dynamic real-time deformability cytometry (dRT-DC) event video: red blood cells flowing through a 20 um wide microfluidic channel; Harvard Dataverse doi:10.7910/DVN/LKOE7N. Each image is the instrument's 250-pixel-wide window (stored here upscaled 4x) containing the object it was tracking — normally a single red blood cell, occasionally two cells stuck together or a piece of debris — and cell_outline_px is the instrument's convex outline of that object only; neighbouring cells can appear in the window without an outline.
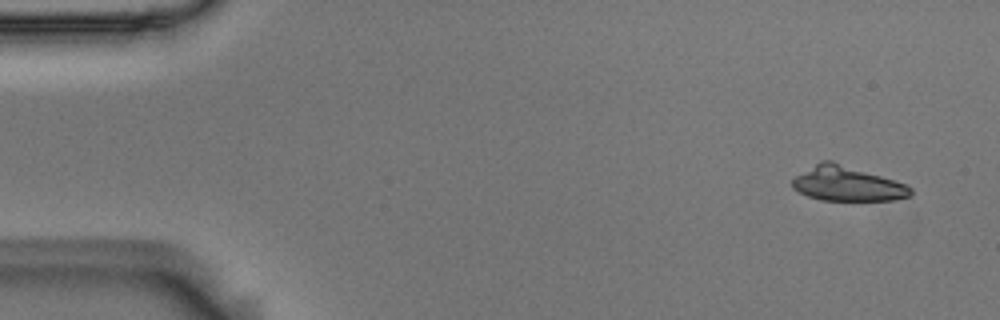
{"species": "Egyptian fruit bat (a non-hibernating species)", "species_latin": "Rousettus aegyptiacus", "temperature_condition": "room temperature", "stored_images_in_passage": 8, "camera_frame_rate_fps": 3000, "um_per_image_px": 0.085, "animal": {"sex": "male"}, "frame": {"image": 1, "passage_image": 1, "time_ms": 0.0, "image_size_px": [1000, 320], "cell_outline_px": [[912, 192], [908, 196], [892, 200], [820, 200], [808, 196], [792, 188], [792, 180], [796, 176], [820, 160], [832, 160], [908, 184], [912, 188]], "centroid_in_image_um": [72.01, 15.6], "position_along_channel_um": 13.0, "area_um2": 23.93}}
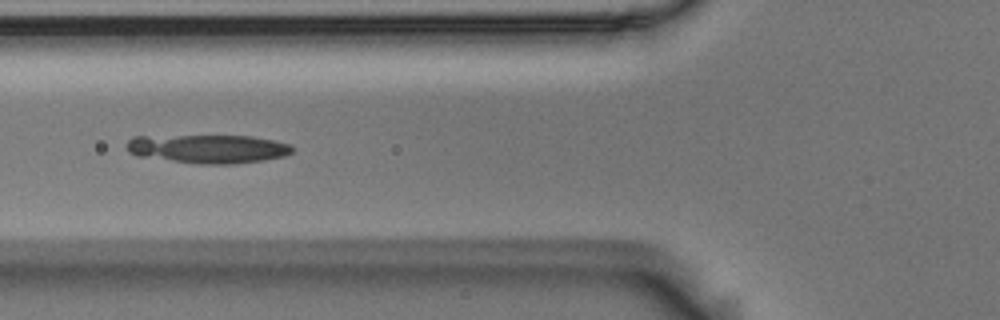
{"frame": {"image": 2, "passage_image": 6, "time_ms": 1.667, "image_size_px": [1000, 320], "cell_outline_px": [[292, 152], [284, 156], [264, 160], [232, 164], [196, 164], [136, 156], [128, 152], [124, 144], [132, 136], [252, 136], [292, 144]], "centroid_in_image_um": [17.63, 12.65], "position_along_channel_um": 108.2, "area_um2": 27.92}}
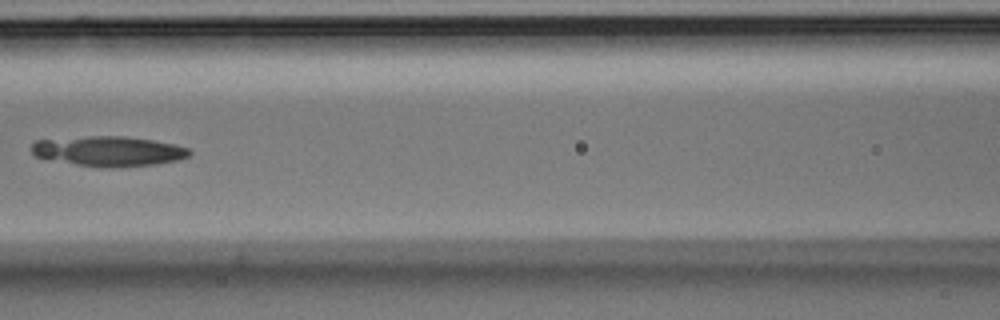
{"frame": {"image": 3, "passage_image": 7, "time_ms": 2.0, "image_size_px": [1000, 320], "cell_outline_px": [[192, 152], [188, 156], [176, 160], [156, 164], [112, 168], [104, 168], [76, 164], [36, 156], [32, 152], [32, 144], [36, 140], [88, 136], [124, 136], [152, 140], [172, 144], [188, 148]], "centroid_in_image_um": [9.24, 12.85], "position_along_channel_um": 157.4, "area_um2": 27.34}}